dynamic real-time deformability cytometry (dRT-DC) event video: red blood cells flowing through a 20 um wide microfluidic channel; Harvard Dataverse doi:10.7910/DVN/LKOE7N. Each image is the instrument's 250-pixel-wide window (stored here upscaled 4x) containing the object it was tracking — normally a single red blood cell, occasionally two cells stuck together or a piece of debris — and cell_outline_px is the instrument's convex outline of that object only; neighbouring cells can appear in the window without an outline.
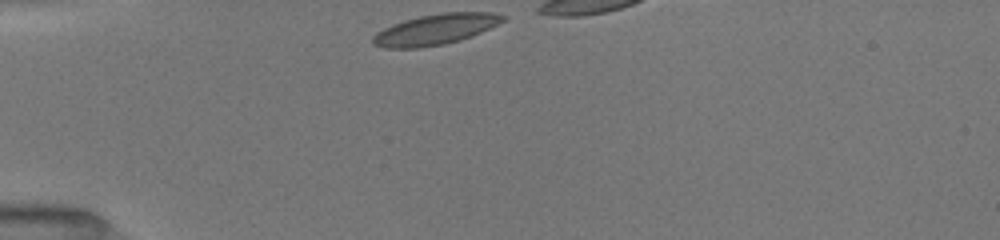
{"species": "common noctule bat (a hibernating species)", "species_latin": "Nyctalus noctula", "temperature_condition": "room temperature", "stored_images_in_passage": 10, "camera_frame_rate_fps": 3000, "um_per_image_px": 0.085, "animal": {"sex": "female", "body_mass_g": 19.5, "forearm_length_mm": 54.1}, "frame": {"image": 1, "passage_image": 1, "time_ms": 0.0, "image_size_px": [1000, 240], "cell_outline_px": [[508, 16], [504, 20], [472, 36], [460, 40], [444, 44], [420, 48], [384, 48], [372, 44], [372, 36], [376, 32], [392, 24], [404, 20], [420, 16], [444, 12], [492, 12]], "centroid_in_image_um": [36.98, 2.5], "position_along_channel_um": 48.0, "area_um2": 23.18}}
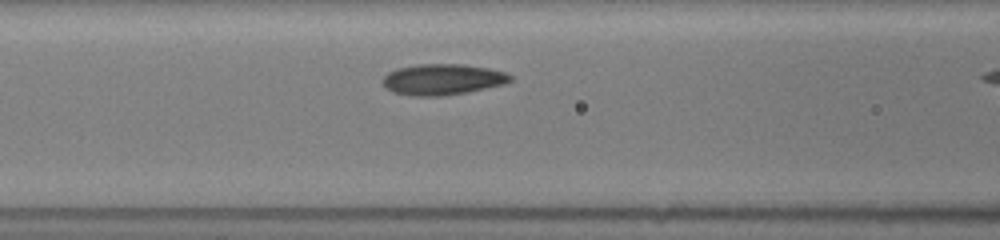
{"frame": {"image": 2, "passage_image": 9, "time_ms": 2.667, "image_size_px": [1000, 240], "cell_outline_px": [[512, 80], [504, 84], [468, 92], [440, 96], [412, 96], [392, 92], [384, 84], [384, 76], [388, 72], [396, 68], [416, 64], [464, 64], [488, 68], [504, 72], [512, 76]], "centroid_in_image_um": [37.62, 6.75], "position_along_channel_um": 129.0, "area_um2": 23.0}}